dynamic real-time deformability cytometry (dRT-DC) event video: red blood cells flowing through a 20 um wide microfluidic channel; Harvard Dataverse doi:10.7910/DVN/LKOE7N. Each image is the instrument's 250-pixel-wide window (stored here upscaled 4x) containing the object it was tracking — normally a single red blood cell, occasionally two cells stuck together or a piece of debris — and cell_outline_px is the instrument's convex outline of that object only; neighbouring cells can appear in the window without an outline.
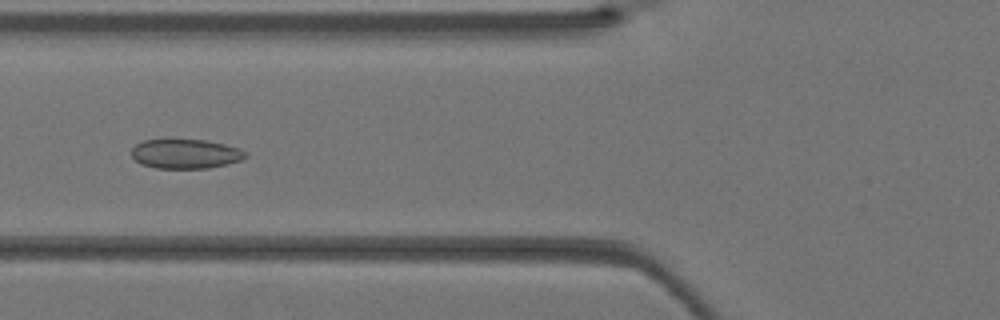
{"species": "Egyptian fruit bat (a non-hibernating species)", "species_latin": "Rousettus aegyptiacus", "temperature_condition": "warm", "stored_images_in_passage": 28, "camera_frame_rate_fps": 3000, "um_per_image_px": 0.085, "animal": {"sex": "female"}, "frame": {"image": 1, "passage_image": 4, "time_ms": 1.0, "image_size_px": [1000, 320], "cell_outline_px": [[248, 156], [240, 160], [208, 168], [156, 168], [140, 164], [132, 156], [132, 148], [136, 144], [144, 140], [168, 136], [204, 140], [224, 144], [240, 148]], "centroid_in_image_um": [15.7, 13.02], "position_along_channel_um": 110.1, "area_um2": 20.17}}
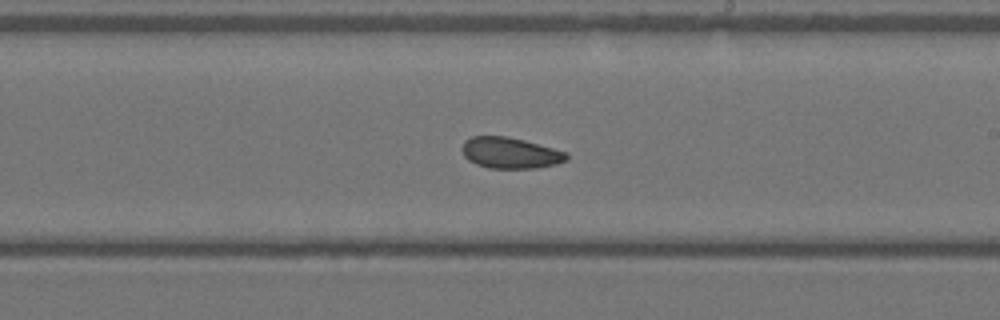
{"frame": {"image": 2, "passage_image": 12, "time_ms": 3.667, "image_size_px": [1000, 320], "cell_outline_px": [[568, 160], [556, 164], [536, 168], [488, 168], [476, 164], [468, 160], [464, 156], [460, 148], [464, 140], [472, 136], [508, 136], [524, 140], [568, 152]], "centroid_in_image_um": [43.35, 12.99], "position_along_channel_um": 245.6, "area_um2": 19.13}}
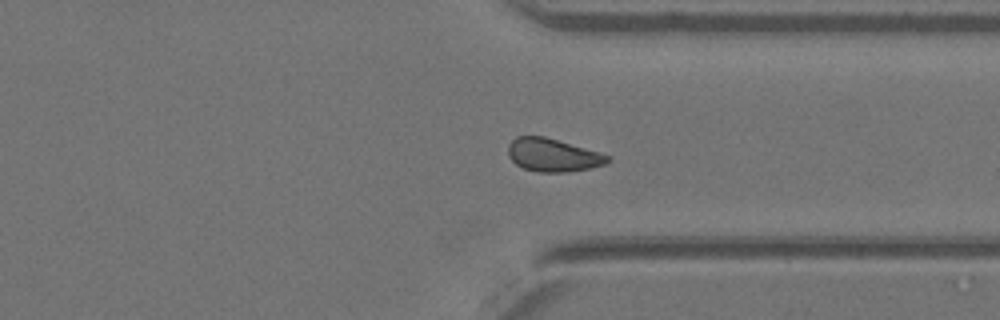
{"frame": {"image": 3, "passage_image": 19, "time_ms": 6.0, "image_size_px": [1000, 320], "cell_outline_px": [[608, 160], [604, 164], [588, 168], [568, 172], [540, 172], [524, 168], [516, 164], [508, 156], [508, 144], [516, 136], [544, 136], [600, 152], [608, 156]], "centroid_in_image_um": [46.95, 13.17], "position_along_channel_um": 364.5, "area_um2": 18.96}}